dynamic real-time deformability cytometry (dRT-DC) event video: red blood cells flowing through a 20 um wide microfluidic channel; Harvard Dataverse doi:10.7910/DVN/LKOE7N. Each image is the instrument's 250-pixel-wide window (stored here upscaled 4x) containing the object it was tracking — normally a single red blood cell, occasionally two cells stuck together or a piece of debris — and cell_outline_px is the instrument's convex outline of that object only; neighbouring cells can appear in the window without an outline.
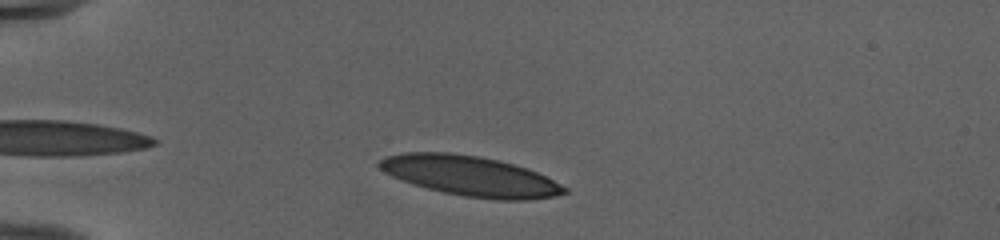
{"species": "human", "species_latin": "Homo sapiens", "temperature_condition": "cold", "stored_images_in_passage": 44, "camera_frame_rate_fps": 3000, "um_per_image_px": 0.085, "donor": {"sex": "female"}, "frame": {"image": 1, "passage_image": 6, "time_ms": 1.667, "image_size_px": [1000, 240], "cell_outline_px": [[568, 192], [556, 196], [528, 200], [496, 200], [464, 196], [444, 192], [412, 184], [400, 180], [376, 168], [376, 164], [380, 160], [388, 156], [404, 152], [448, 152], [480, 156], [528, 168], [568, 188]], "centroid_in_image_um": [39.94, 14.96], "position_along_channel_um": 45.1, "area_um2": 43.18}}
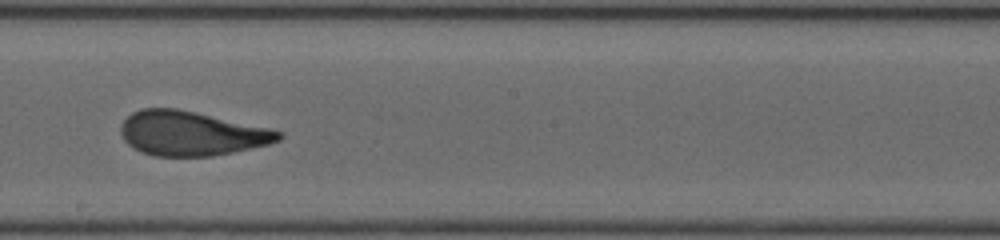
{"frame": {"image": 2, "passage_image": 23, "time_ms": 7.333, "image_size_px": [1000, 240], "cell_outline_px": [[284, 136], [280, 140], [268, 144], [232, 152], [212, 156], [156, 156], [140, 152], [132, 148], [124, 140], [120, 132], [120, 124], [132, 112], [140, 108], [176, 108], [196, 112], [268, 128], [284, 132]], "centroid_in_image_um": [16.22, 11.34], "position_along_channel_um": 232.0, "area_um2": 40.86}}
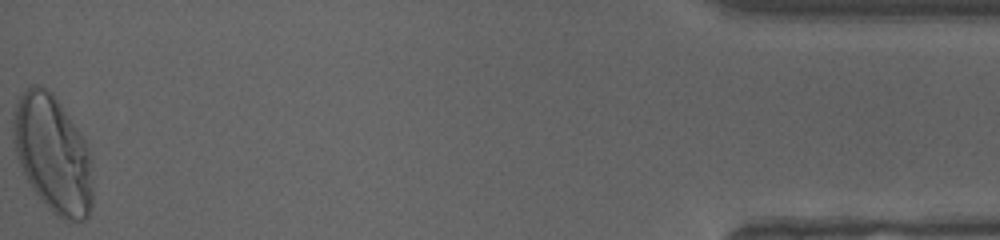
{"frame": {"image": 3, "passage_image": 44, "time_ms": 14.333, "image_size_px": [1000, 240], "cell_outline_px": [[92, 204], [88, 216], [84, 220], [68, 224], [56, 216], [44, 204], [32, 188], [16, 156], [12, 140], [12, 112], [16, 100], [32, 84], [36, 84], [52, 92], [84, 136], [88, 152], [92, 188]], "centroid_in_image_um": [4.46, 13.1], "position_along_channel_um": 430.7, "area_um2": 54.74}, "authors_computed_cell_mechanics": {"area_um2": 42.3674, "velocity_mm_per_s": 3.9865, "shape_relaxation_time_tau1_ms": 5.4348, "shape_relaxation_time_tau2_ms": 0.9055, "deformation_change_tau1": 0.2075, "deformation_change_tau2": 0.0825}}